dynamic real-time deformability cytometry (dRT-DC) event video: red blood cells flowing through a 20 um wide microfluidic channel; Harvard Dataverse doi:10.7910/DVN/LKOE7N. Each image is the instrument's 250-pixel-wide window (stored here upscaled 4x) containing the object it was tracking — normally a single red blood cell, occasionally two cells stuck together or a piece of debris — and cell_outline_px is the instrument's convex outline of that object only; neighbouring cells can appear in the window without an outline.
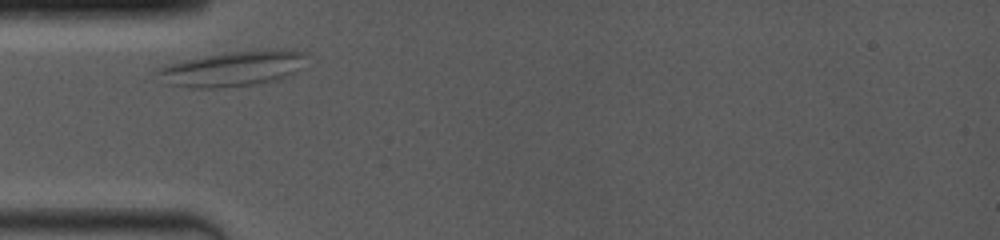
{"species": "common noctule bat (a hibernating species)", "species_latin": "Nyctalus noctula", "temperature_condition": "room temperature", "stored_images_in_passage": 24, "camera_frame_rate_fps": 4000, "um_per_image_px": 0.085, "animal": {"sex": "female", "body_mass_g": 19.0, "forearm_length_mm": 53.3}, "frame": {"image": 1, "passage_image": 1, "time_ms": 0.0, "image_size_px": [1000, 240], "cell_outline_px": [[308, 52], [300, 68], [288, 76], [276, 80], [252, 84], [220, 88], [192, 88], [164, 84], [152, 72], [156, 68], [164, 64], [224, 52], [280, 48]], "centroid_in_image_um": [19.7, 5.83], "position_along_channel_um": 65.3, "area_um2": 31.21}}
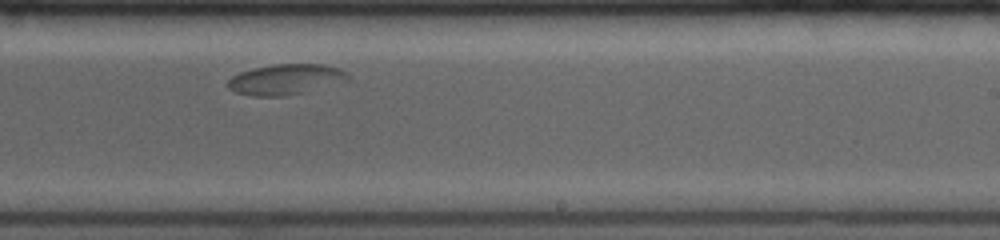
{"frame": {"image": 2, "passage_image": 16, "time_ms": 5.5, "image_size_px": [1000, 240], "cell_outline_px": [[352, 80], [284, 96], [248, 96], [236, 92], [228, 88], [228, 80], [232, 76], [240, 72], [252, 68], [272, 64], [320, 64], [340, 68], [348, 72]], "centroid_in_image_um": [24.29, 6.74], "position_along_channel_um": 264.7, "area_um2": 21.44}}
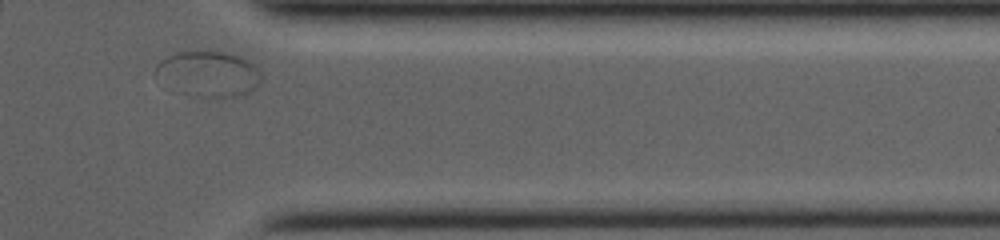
{"frame": {"image": 3, "passage_image": 24, "time_ms": 9.0, "image_size_px": [1000, 240], "cell_outline_px": [[264, 76], [260, 84], [256, 88], [244, 96], [192, 96], [172, 92], [152, 72], [156, 64], [160, 60], [176, 52], [224, 52], [240, 56], [256, 64]], "centroid_in_image_um": [17.72, 6.3], "position_along_channel_um": 393.7, "area_um2": 28.78}}